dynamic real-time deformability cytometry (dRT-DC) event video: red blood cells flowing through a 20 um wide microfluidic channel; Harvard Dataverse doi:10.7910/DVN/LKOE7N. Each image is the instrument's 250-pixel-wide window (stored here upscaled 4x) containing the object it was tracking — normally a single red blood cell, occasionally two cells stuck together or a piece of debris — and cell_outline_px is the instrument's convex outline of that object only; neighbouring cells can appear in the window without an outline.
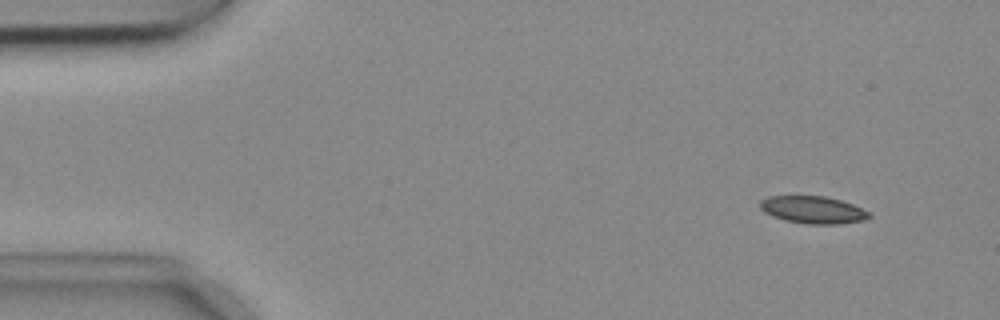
{"species": "common noctule bat (a hibernating species)", "species_latin": "Nyctalus noctula", "temperature_condition": "cold", "stored_images_in_passage": 53, "camera_frame_rate_fps": 3000, "um_per_image_px": 0.085, "animal": {"sex": "female", "body_mass_g": 18.4}, "frame": {"image": 1, "passage_image": 4, "time_ms": 1.0, "image_size_px": [1000, 320], "cell_outline_px": [[872, 216], [864, 220], [836, 224], [808, 224], [784, 220], [772, 216], [764, 212], [760, 208], [760, 200], [768, 196], [824, 196], [840, 200], [852, 204], [868, 212]], "centroid_in_image_um": [69.06, 17.83], "position_along_channel_um": 15.9, "area_um2": 17.28}}
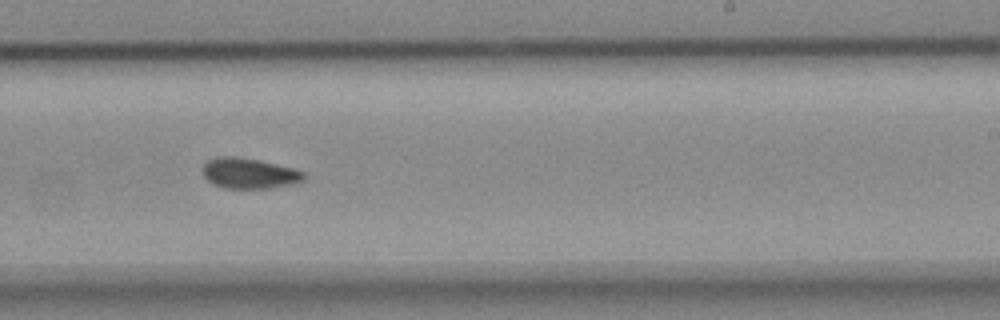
{"frame": {"image": 2, "passage_image": 32, "time_ms": 10.333, "image_size_px": [1000, 320], "cell_outline_px": [[304, 180], [296, 184], [268, 188], [224, 188], [212, 184], [204, 176], [200, 168], [208, 160], [216, 156], [236, 156], [260, 160], [292, 168], [304, 172]], "centroid_in_image_um": [21.14, 14.73], "position_along_channel_um": 267.9, "area_um2": 18.21}}
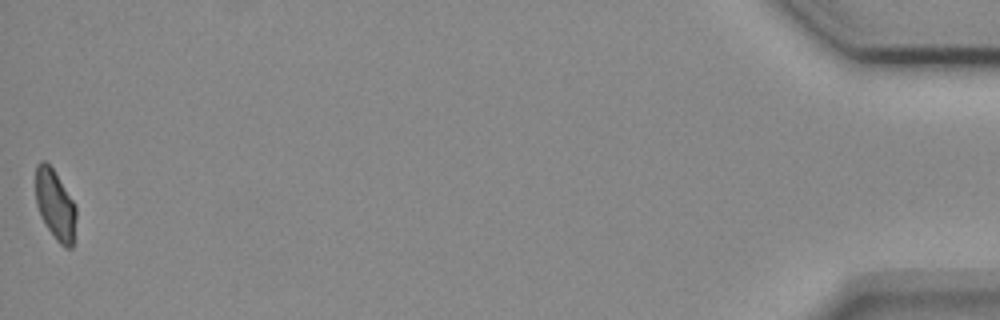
{"frame": {"image": 3, "passage_image": 53, "time_ms": 17.333, "image_size_px": [1000, 320], "cell_outline_px": [[76, 216], [72, 248], [64, 248], [56, 240], [40, 216], [36, 204], [36, 164], [40, 160], [44, 160], [52, 168], [72, 200], [76, 208]], "centroid_in_image_um": [4.68, 17.43], "position_along_channel_um": 430.5, "area_um2": 16.3}, "authors_computed_cell_mechanics": {"area_um2": 17.8024, "velocity_mm_per_s": 3.7153, "shape_relaxation_time_tau1_ms": null, "shape_relaxation_time_tau2_ms": 4.2342, "deformation_change_tau1": null, "deformation_change_tau2": 0.0584}}